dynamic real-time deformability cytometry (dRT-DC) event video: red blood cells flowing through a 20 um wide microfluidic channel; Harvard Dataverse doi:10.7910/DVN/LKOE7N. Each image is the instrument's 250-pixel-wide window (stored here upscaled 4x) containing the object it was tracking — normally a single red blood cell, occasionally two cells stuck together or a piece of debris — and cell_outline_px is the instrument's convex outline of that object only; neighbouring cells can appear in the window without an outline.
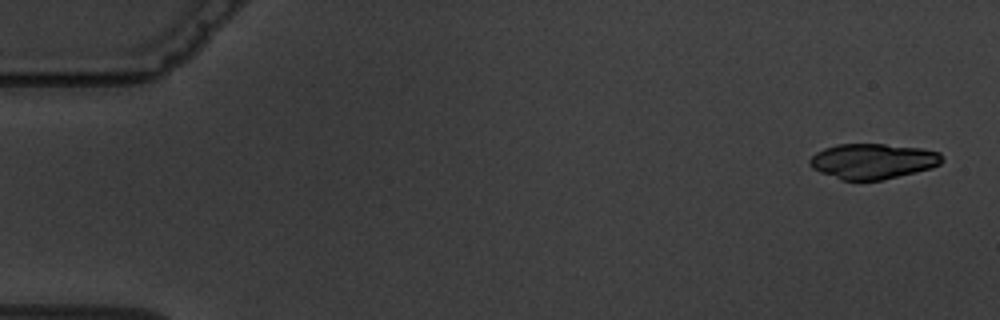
{"species": "common noctule bat (a hibernating species)", "species_latin": "Nyctalus noctula", "temperature_condition": "warm", "stored_images_in_passage": 2, "camera_frame_rate_fps": 3000, "um_per_image_px": 0.085, "animal": {"sex": "male", "body_mass_g": 19.5, "forearm_length_mm": 54.6}, "frame": {"image": 1, "passage_image": 1, "time_ms": 0.0, "image_size_px": [1000, 320], "cell_outline_px": [[944, 160], [940, 164], [932, 168], [884, 180], [840, 180], [820, 172], [812, 168], [808, 164], [808, 160], [816, 152], [824, 148], [836, 144], [884, 144], [920, 148], [940, 152]], "centroid_in_image_um": [74.18, 13.7], "position_along_channel_um": 10.8, "area_um2": 27.46}}